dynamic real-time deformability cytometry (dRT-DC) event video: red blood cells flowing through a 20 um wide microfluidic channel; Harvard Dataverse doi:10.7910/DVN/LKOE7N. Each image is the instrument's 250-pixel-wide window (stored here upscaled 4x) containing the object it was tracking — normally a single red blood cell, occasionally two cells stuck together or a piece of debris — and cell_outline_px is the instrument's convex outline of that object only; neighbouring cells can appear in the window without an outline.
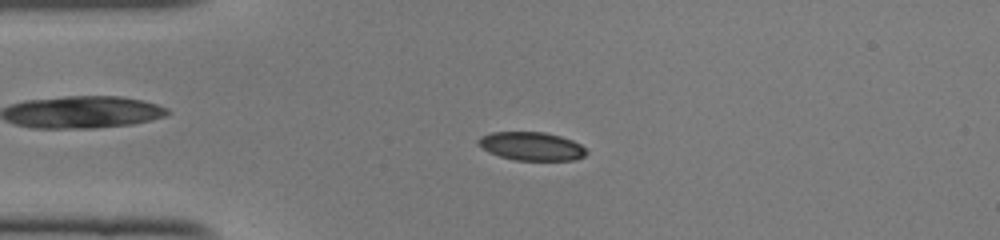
{"species": "common noctule bat (a hibernating species)", "species_latin": "Nyctalus noctula", "temperature_condition": "cold", "stored_images_in_passage": 48, "camera_frame_rate_fps": 3000, "um_per_image_px": 0.085, "animal": {"sex": "female", "body_mass_g": 22.0, "forearm_length_mm": 56.7}, "frame": {"image": 1, "passage_image": 11, "time_ms": 3.333, "image_size_px": [1000, 240], "cell_outline_px": [[588, 152], [584, 156], [576, 160], [516, 160], [500, 156], [488, 152], [476, 144], [476, 140], [480, 136], [492, 132], [544, 132], [560, 136], [572, 140], [580, 144]], "centroid_in_image_um": [45.15, 12.43], "position_along_channel_um": 39.9, "area_um2": 17.98}}
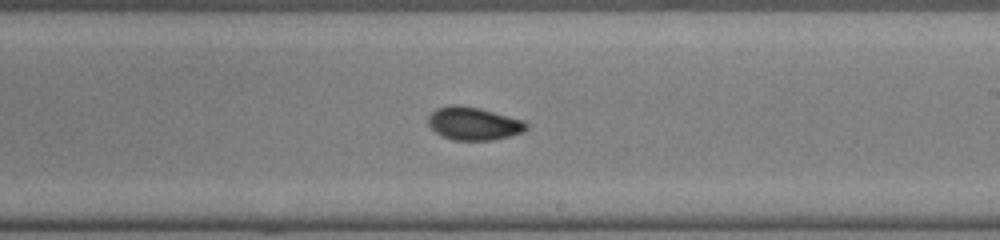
{"frame": {"image": 2, "passage_image": 28, "time_ms": 9.0, "image_size_px": [1000, 240], "cell_outline_px": [[528, 128], [524, 132], [492, 140], [452, 140], [436, 132], [428, 124], [428, 116], [436, 108], [448, 104], [456, 104], [480, 108], [524, 120], [528, 124]], "centroid_in_image_um": [40.26, 10.49], "position_along_channel_um": 248.7, "area_um2": 18.96}}
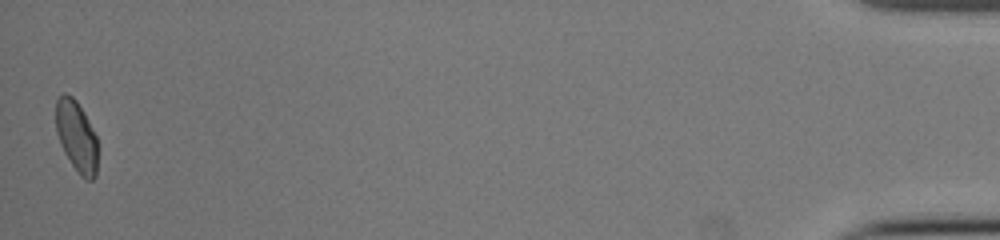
{"frame": {"image": 3, "passage_image": 48, "time_ms": 15.667, "image_size_px": [1000, 240], "cell_outline_px": [[96, 176], [92, 180], [84, 180], [80, 176], [64, 152], [60, 144], [56, 132], [56, 100], [64, 92], [72, 96], [76, 100], [84, 112], [96, 136]], "centroid_in_image_um": [6.49, 11.58], "position_along_channel_um": 428.7, "area_um2": 17.22}, "authors_computed_cell_mechanics": {"area_um2": 18.0047, "velocity_mm_per_s": 4.1134, "shape_relaxation_time_tau1_ms": 8.3183, "shape_relaxation_time_tau2_ms": 1.3877, "deformation_change_tau1": 0.1768, "deformation_change_tau2": 0.0526}}